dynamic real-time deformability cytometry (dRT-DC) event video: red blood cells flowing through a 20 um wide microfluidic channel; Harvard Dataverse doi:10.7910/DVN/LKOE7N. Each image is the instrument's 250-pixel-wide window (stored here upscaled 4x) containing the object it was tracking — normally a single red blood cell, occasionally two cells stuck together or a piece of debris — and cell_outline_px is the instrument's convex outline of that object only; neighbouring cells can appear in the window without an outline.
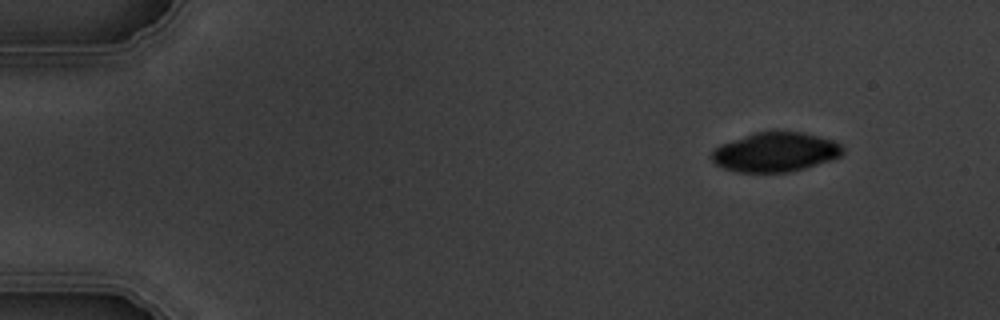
{"species": "common noctule bat (a hibernating species)", "species_latin": "Nyctalus noctula", "temperature_condition": "warm", "stored_images_in_passage": 4, "camera_frame_rate_fps": 3000, "um_per_image_px": 0.085, "animal": {"sex": "male", "body_mass_g": 19.5, "forearm_length_mm": 54.6}, "frame": {"image": 1, "passage_image": 1, "time_ms": 0.0, "image_size_px": [1000, 320], "cell_outline_px": [[844, 152], [840, 156], [804, 168], [788, 172], [736, 172], [724, 168], [716, 164], [712, 160], [712, 152], [720, 144], [752, 132], [800, 132], [832, 140], [840, 144], [844, 148]], "centroid_in_image_um": [65.87, 12.93], "position_along_channel_um": 19.1, "area_um2": 29.77}}